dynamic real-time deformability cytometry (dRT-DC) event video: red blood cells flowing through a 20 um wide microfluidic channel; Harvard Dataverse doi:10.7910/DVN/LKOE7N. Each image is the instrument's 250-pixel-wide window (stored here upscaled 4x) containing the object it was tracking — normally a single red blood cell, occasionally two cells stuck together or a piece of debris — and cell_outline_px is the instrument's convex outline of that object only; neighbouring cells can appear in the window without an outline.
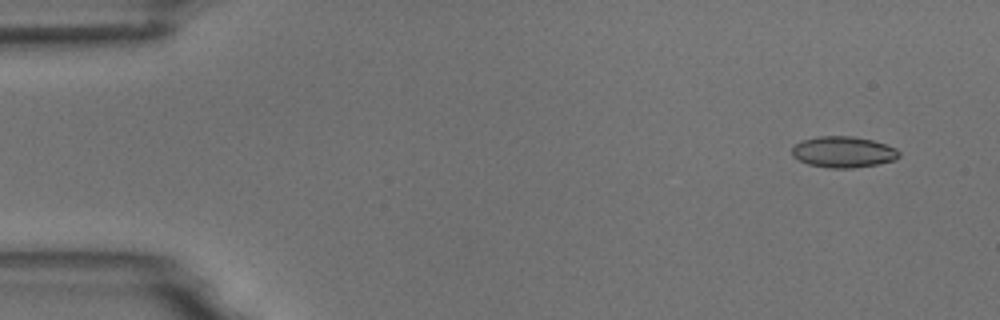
{"species": "common noctule bat (a hibernating species)", "species_latin": "Nyctalus noctula", "temperature_condition": "room temperature", "stored_images_in_passage": 8, "camera_frame_rate_fps": 3000, "um_per_image_px": 0.085, "animal": {"sex": "male", "body_mass_g": 18.8}, "frame": {"image": 1, "passage_image": 1, "time_ms": 0.0, "image_size_px": [1000, 320], "cell_outline_px": [[900, 156], [896, 160], [876, 164], [852, 168], [828, 168], [808, 164], [792, 156], [792, 148], [796, 144], [804, 140], [816, 136], [852, 136], [872, 140], [896, 148], [900, 152]], "centroid_in_image_um": [71.69, 12.92], "position_along_channel_um": 13.3, "area_um2": 19.36}}
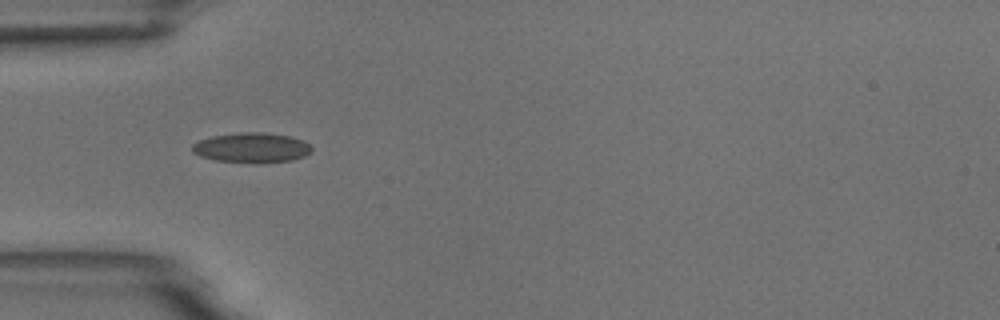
{"frame": {"image": 2, "passage_image": 4, "time_ms": 4.333, "image_size_px": [1000, 320], "cell_outline_px": [[312, 152], [304, 156], [292, 160], [264, 164], [252, 164], [216, 160], [200, 156], [192, 152], [192, 144], [200, 140], [212, 136], [240, 132], [264, 132], [288, 136], [304, 140], [312, 148]], "centroid_in_image_um": [21.4, 12.57], "position_along_channel_um": 63.6, "area_um2": 21.21}}